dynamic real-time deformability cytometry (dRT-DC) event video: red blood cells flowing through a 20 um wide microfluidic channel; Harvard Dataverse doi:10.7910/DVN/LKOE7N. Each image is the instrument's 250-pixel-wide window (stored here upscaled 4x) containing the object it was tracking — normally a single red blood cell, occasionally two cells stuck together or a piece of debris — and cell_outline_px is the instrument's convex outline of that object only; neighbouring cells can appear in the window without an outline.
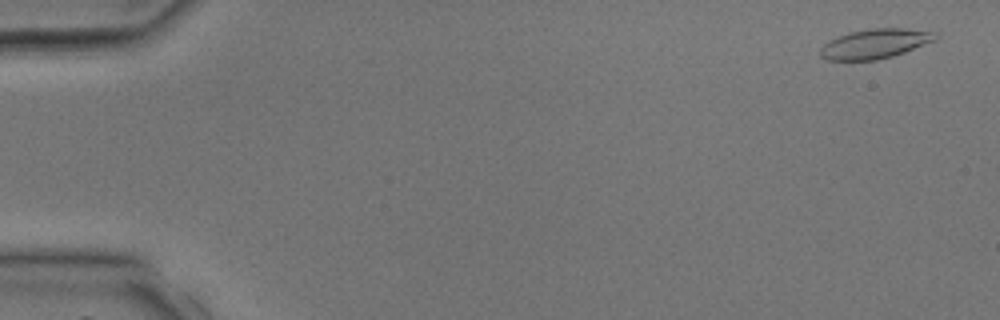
{"species": "common noctule bat (a hibernating species)", "species_latin": "Nyctalus noctula", "temperature_condition": "room temperature", "stored_images_in_passage": 4, "camera_frame_rate_fps": 3000, "um_per_image_px": 0.085, "animal": {"sex": "male", "body_mass_g": 17.9, "forearm_length_mm": 54.2}, "frame": {"image": 1, "passage_image": 1, "time_ms": 0.0, "image_size_px": [1000, 320], "cell_outline_px": [[936, 40], [904, 52], [892, 56], [876, 60], [828, 60], [820, 56], [820, 48], [824, 44], [848, 32], [872, 28], [904, 28], [936, 32]], "centroid_in_image_um": [74.38, 3.71], "position_along_channel_um": 10.6, "area_um2": 19.65}}
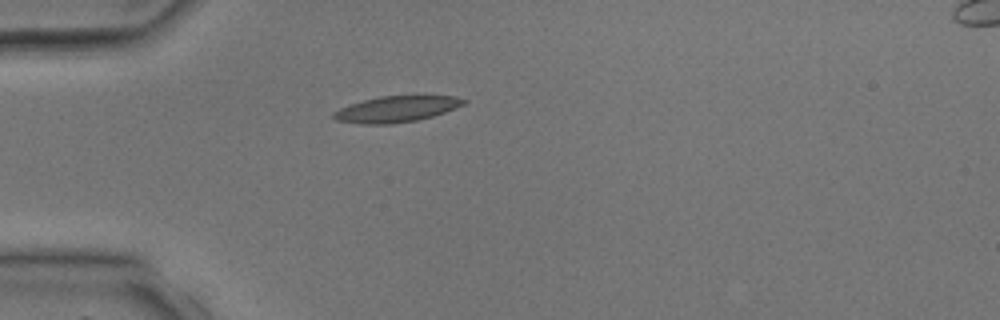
{"frame": {"image": 2, "passage_image": 4, "time_ms": 3.333, "image_size_px": [1000, 320], "cell_outline_px": [[468, 100], [464, 104], [456, 108], [432, 116], [416, 120], [392, 124], [360, 124], [336, 120], [332, 116], [332, 112], [340, 108], [364, 100], [380, 96], [456, 96]], "centroid_in_image_um": [33.69, 9.27], "position_along_channel_um": 51.3, "area_um2": 19.59}}